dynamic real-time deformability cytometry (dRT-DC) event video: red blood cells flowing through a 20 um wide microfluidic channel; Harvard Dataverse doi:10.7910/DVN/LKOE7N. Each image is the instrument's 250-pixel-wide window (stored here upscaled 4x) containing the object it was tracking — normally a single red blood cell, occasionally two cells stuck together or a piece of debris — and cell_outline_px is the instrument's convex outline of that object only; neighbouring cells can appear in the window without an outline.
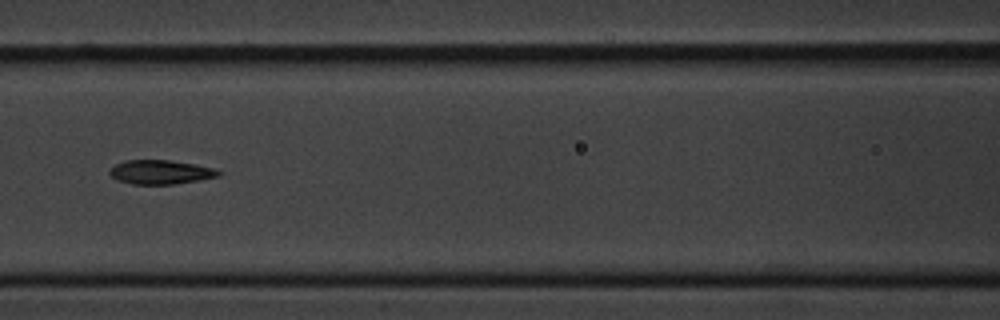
{"species": "common noctule bat (a hibernating species)", "species_latin": "Nyctalus noctula", "temperature_condition": "cold", "stored_images_in_passage": 10, "camera_frame_rate_fps": 3000, "um_per_image_px": 0.085, "animal": {"sex": "male", "body_mass_g": 20.1, "forearm_length_mm": 53.5}, "frame": {"image": 1, "passage_image": 4, "time_ms": 3.667, "image_size_px": [1000, 320], "cell_outline_px": [[224, 172], [220, 176], [200, 180], [172, 184], [132, 184], [116, 180], [108, 172], [116, 164], [128, 160], [168, 160], [192, 164], [212, 168]], "centroid_in_image_um": [13.66, 14.64], "position_along_channel_um": 152.9, "area_um2": 15.14}}
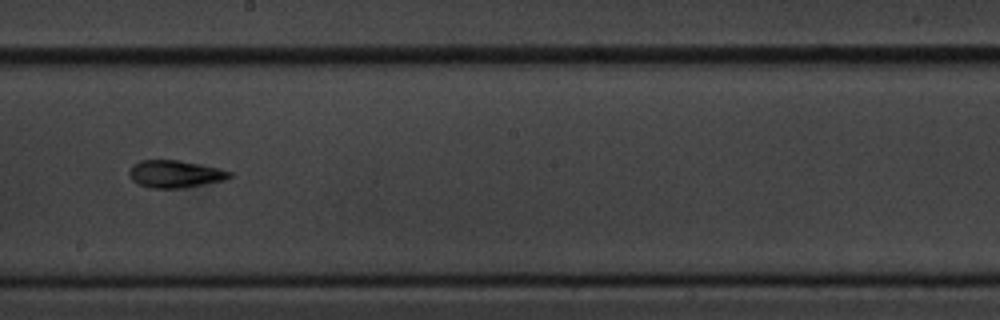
{"frame": {"image": 2, "passage_image": 6, "time_ms": 6.0, "image_size_px": [1000, 320], "cell_outline_px": [[232, 176], [224, 180], [184, 188], [152, 188], [136, 184], [128, 176], [128, 172], [132, 164], [140, 160], [176, 160], [216, 168], [232, 172]], "centroid_in_image_um": [14.81, 14.8], "position_along_channel_um": 233.4, "area_um2": 15.95}}
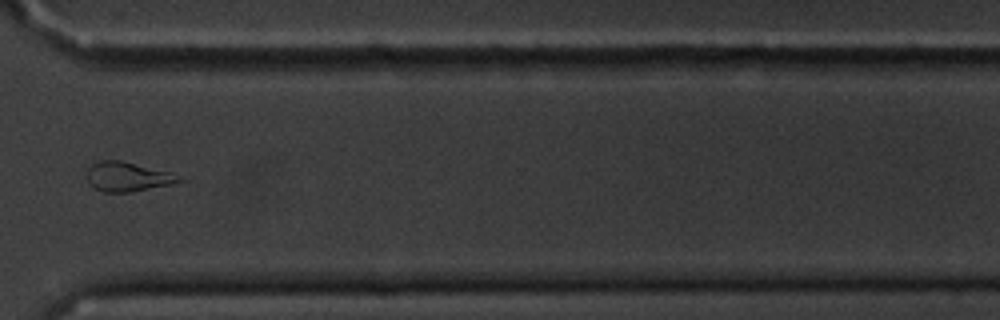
{"frame": {"image": 3, "passage_image": 9, "time_ms": 9.667, "image_size_px": [1000, 320], "cell_outline_px": [[188, 180], [172, 184], [128, 192], [104, 192], [92, 188], [88, 184], [84, 172], [92, 164], [100, 160], [120, 160], [172, 172], [184, 176]], "centroid_in_image_um": [10.85, 15.02], "position_along_channel_um": 359.7, "area_um2": 16.3}, "authors_computed_cell_mechanics": {"area_um2": 15.9239, "velocity_mm_per_s": 3.4492, "shape_relaxation_time_tau1_ms": 11.2068, "shape_relaxation_time_tau2_ms": 10.4864, "deformation_change_tau1": 0.2269, "deformation_change_tau2": 0.1506}}